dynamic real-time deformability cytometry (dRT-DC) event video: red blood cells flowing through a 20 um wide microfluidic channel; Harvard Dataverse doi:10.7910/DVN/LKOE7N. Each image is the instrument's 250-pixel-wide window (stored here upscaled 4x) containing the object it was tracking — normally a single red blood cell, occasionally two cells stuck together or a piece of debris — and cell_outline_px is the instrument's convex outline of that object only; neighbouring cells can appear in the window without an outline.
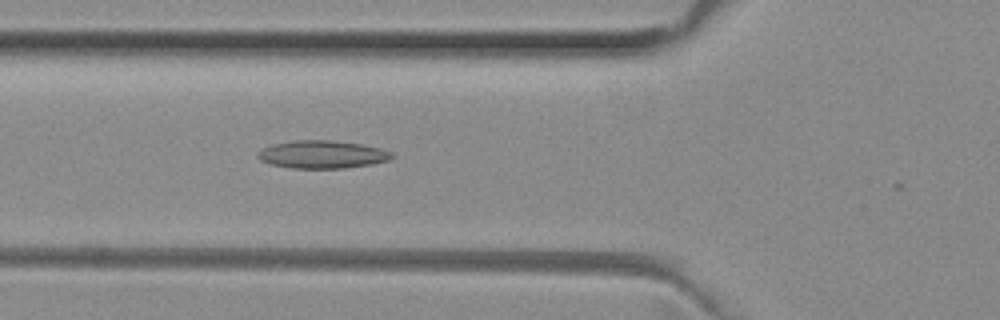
{"species": "common noctule bat (a hibernating species)", "species_latin": "Nyctalus noctula", "temperature_condition": "room temperature", "stored_images_in_passage": 36, "camera_frame_rate_fps": 3000, "um_per_image_px": 0.085, "animal": {"sex": "female", "body_mass_g": 29.2, "forearm_length_mm": 56.3}, "frame": {"image": 1, "passage_image": 9, "time_ms": 2.667, "image_size_px": [1000, 320], "cell_outline_px": [[392, 156], [388, 160], [372, 164], [344, 168], [292, 168], [272, 164], [260, 160], [256, 156], [256, 152], [272, 144], [296, 140], [328, 140], [360, 144], [380, 148], [392, 152]], "centroid_in_image_um": [27.36, 13.13], "position_along_channel_um": 98.4, "area_um2": 21.56}}
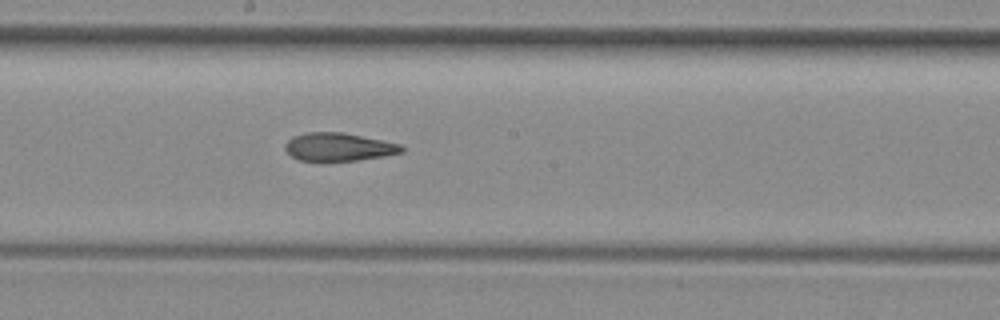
{"frame": {"image": 2, "passage_image": 18, "time_ms": 5.667, "image_size_px": [1000, 320], "cell_outline_px": [[404, 152], [384, 156], [356, 160], [300, 160], [292, 156], [284, 148], [284, 144], [292, 136], [308, 132], [344, 132], [400, 144], [404, 148]], "centroid_in_image_um": [28.78, 12.47], "position_along_channel_um": 219.4, "area_um2": 18.9}}
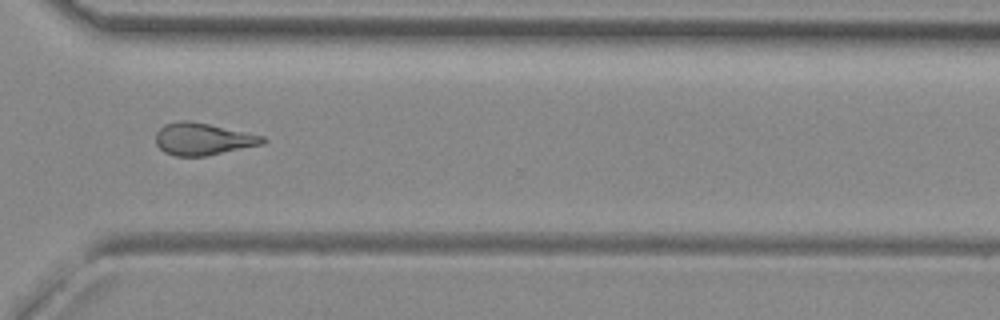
{"frame": {"image": 3, "passage_image": 28, "time_ms": 9.0, "image_size_px": [1000, 320], "cell_outline_px": [[268, 140], [264, 144], [204, 156], [176, 156], [164, 152], [156, 144], [156, 132], [164, 124], [180, 120], [188, 120], [208, 124], [264, 136]], "centroid_in_image_um": [17.24, 11.81], "position_along_channel_um": 353.4, "area_um2": 19.94}, "authors_computed_cell_mechanics": {"area_um2": 19.8254, "velocity_mm_per_s": 4.0239, "shape_relaxation_time_tau1_ms": null, "shape_relaxation_time_tau2_ms": 5.3889, "deformation_change_tau1": null, "deformation_change_tau2": 0.1681}}